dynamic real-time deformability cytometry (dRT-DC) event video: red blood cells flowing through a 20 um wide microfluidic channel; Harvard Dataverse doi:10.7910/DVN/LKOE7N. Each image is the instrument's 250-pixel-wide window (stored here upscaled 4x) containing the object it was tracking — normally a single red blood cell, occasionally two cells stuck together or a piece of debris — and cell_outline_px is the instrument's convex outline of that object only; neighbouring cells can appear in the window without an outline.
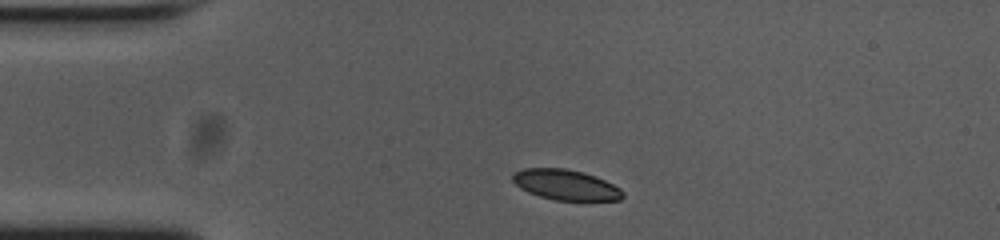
{"species": "common noctule bat (a hibernating species)", "species_latin": "Nyctalus noctula", "temperature_condition": "cold", "stored_images_in_passage": 44, "camera_frame_rate_fps": 3000, "um_per_image_px": 0.085, "animal": {"sex": "female", "body_mass_g": 23.0, "forearm_length_mm": 53.4}, "frame": {"image": 1, "passage_image": 1, "time_ms": 0.0, "image_size_px": [1000, 240], "cell_outline_px": [[624, 196], [620, 200], [552, 200], [528, 192], [520, 188], [512, 180], [512, 172], [524, 168], [564, 168], [584, 172], [596, 176], [620, 188], [624, 192]], "centroid_in_image_um": [48.07, 15.7], "position_along_channel_um": 36.9, "area_um2": 19.59}}
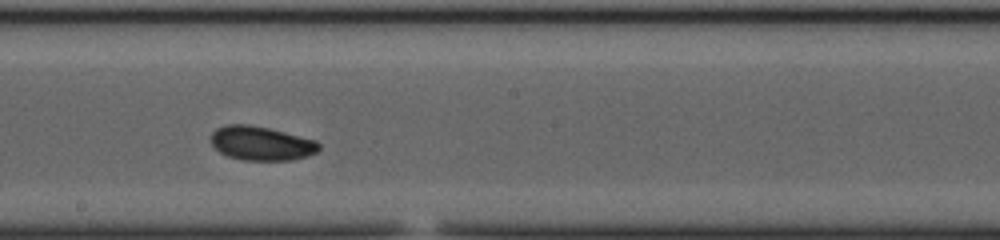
{"frame": {"image": 2, "passage_image": 19, "time_ms": 6.0, "image_size_px": [1000, 240], "cell_outline_px": [[320, 148], [316, 152], [308, 156], [292, 160], [244, 160], [228, 156], [220, 152], [212, 144], [212, 132], [216, 128], [228, 124], [248, 124], [268, 128], [316, 140], [320, 144]], "centroid_in_image_um": [22.22, 12.18], "position_along_channel_um": 226.0, "area_um2": 21.33}}
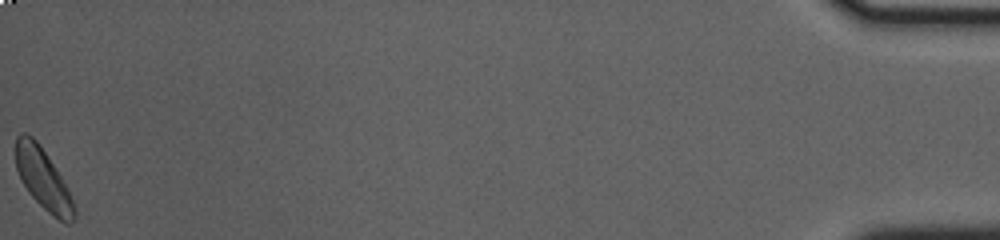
{"frame": {"image": 3, "passage_image": 44, "time_ms": 14.333, "image_size_px": [1000, 240], "cell_outline_px": [[76, 216], [68, 224], [64, 224], [52, 216], [28, 192], [20, 180], [16, 168], [16, 136], [20, 132], [24, 132], [32, 136], [40, 144], [60, 176], [72, 200], [76, 212]], "centroid_in_image_um": [3.63, 15.21], "position_along_channel_um": 431.6, "area_um2": 20.52}, "authors_computed_cell_mechanics": {"area_um2": 20.6924, "velocity_mm_per_s": 3.7082, "shape_relaxation_time_tau1_ms": 2.2639, "shape_relaxation_time_tau2_ms": null, "deformation_change_tau1": 0.0884, "deformation_change_tau2": null}}